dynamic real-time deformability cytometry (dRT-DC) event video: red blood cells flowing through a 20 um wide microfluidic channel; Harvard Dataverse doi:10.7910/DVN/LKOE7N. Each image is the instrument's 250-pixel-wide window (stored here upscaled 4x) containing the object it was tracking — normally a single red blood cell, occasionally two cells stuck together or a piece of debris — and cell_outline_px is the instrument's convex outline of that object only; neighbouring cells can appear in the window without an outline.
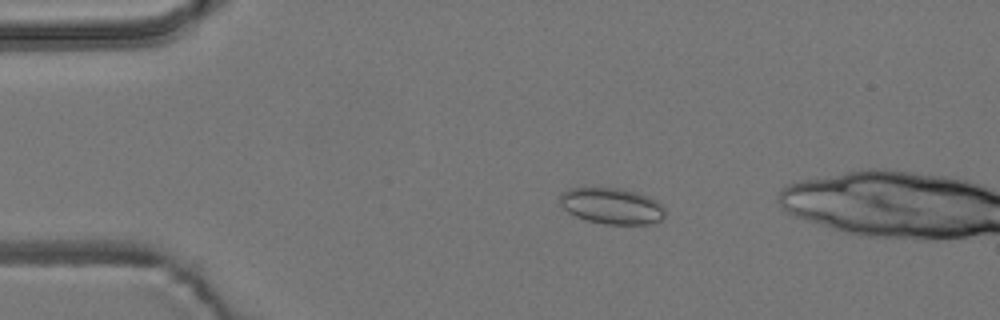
{"species": "common noctule bat (a hibernating species)", "species_latin": "Nyctalus noctula", "temperature_condition": "room temperature", "stored_images_in_passage": 50, "camera_frame_rate_fps": 3000, "um_per_image_px": 0.085, "animal": {"sex": "male", "body_mass_g": 19.2, "forearm_length_mm": 51.8}, "frame": {"image": 1, "passage_image": 5, "time_ms": 1.333, "image_size_px": [1000, 320], "cell_outline_px": [[664, 216], [656, 224], [604, 224], [588, 220], [576, 216], [568, 212], [560, 204], [560, 196], [568, 188], [616, 188], [636, 192], [648, 196], [656, 200], [664, 208]], "centroid_in_image_um": [52.02, 17.51], "position_along_channel_um": 33.0, "area_um2": 22.02}}
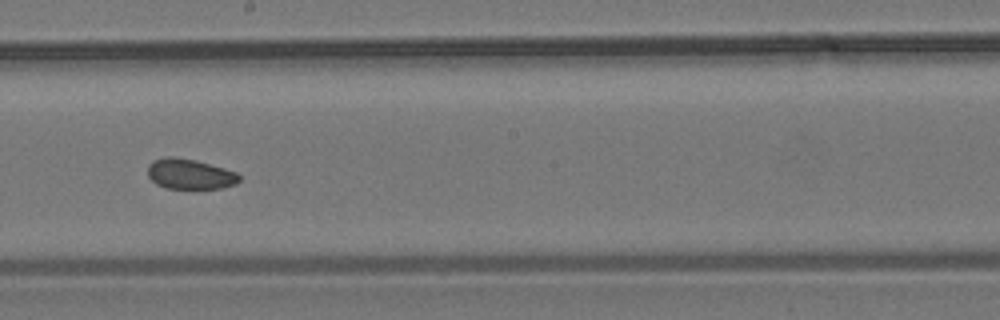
{"frame": {"image": 2, "passage_image": 25, "time_ms": 8.0, "image_size_px": [1000, 320], "cell_outline_px": [[240, 180], [236, 184], [220, 188], [168, 188], [156, 184], [148, 176], [148, 164], [152, 160], [164, 156], [172, 156], [196, 160], [224, 168], [236, 172], [240, 176]], "centroid_in_image_um": [16.12, 14.78], "position_along_channel_um": 232.1, "area_um2": 16.18}}
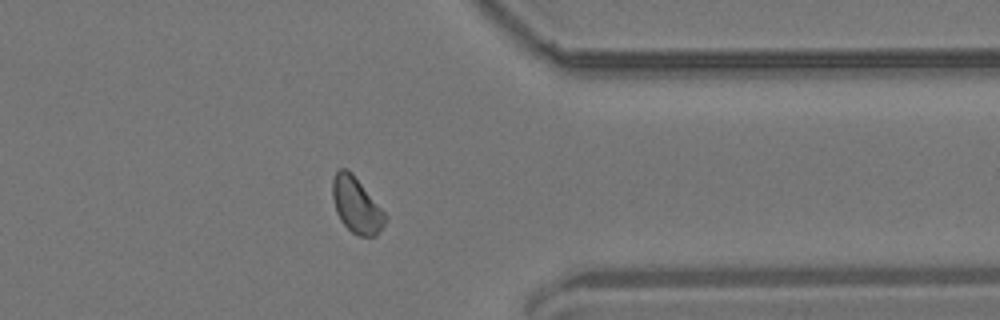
{"frame": {"image": 3, "passage_image": 38, "time_ms": 12.333, "image_size_px": [1000, 320], "cell_outline_px": [[388, 216], [384, 224], [376, 236], [360, 236], [352, 232], [340, 220], [336, 212], [332, 196], [332, 180], [336, 172], [340, 168], [348, 168], [352, 172]], "centroid_in_image_um": [30.29, 17.42], "position_along_channel_um": 381.1, "area_um2": 17.11}, "authors_computed_cell_mechanics": {"area_um2": 16.9354, "velocity_mm_per_s": 3.6798, "shape_relaxation_time_tau1_ms": null, "shape_relaxation_time_tau2_ms": 6.1822, "deformation_change_tau1": null, "deformation_change_tau2": 0.0902}}